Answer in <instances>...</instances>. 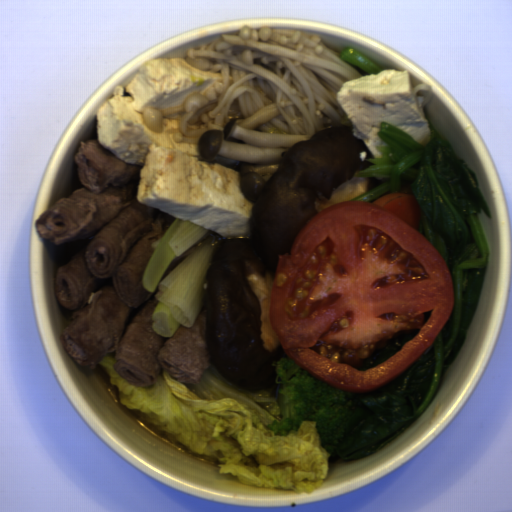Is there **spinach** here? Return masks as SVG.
Returning a JSON list of instances; mask_svg holds the SVG:
<instances>
[{"label":"spinach","mask_w":512,"mask_h":512,"mask_svg":"<svg viewBox=\"0 0 512 512\" xmlns=\"http://www.w3.org/2000/svg\"><path fill=\"white\" fill-rule=\"evenodd\" d=\"M428 125L430 141L423 146L383 121L377 133L385 145L376 146L382 157L365 159L373 165L354 175L381 184L349 201L373 203L389 193L413 195L421 210L418 231L448 267L454 304L434 341L399 375L366 393L347 391L355 413L336 450L345 463L377 453L432 405L445 372L465 343L490 265V242L479 215L483 212L492 221V212L479 178Z\"/></svg>","instance_id":"1"},{"label":"spinach","mask_w":512,"mask_h":512,"mask_svg":"<svg viewBox=\"0 0 512 512\" xmlns=\"http://www.w3.org/2000/svg\"><path fill=\"white\" fill-rule=\"evenodd\" d=\"M340 58L353 66H358L364 72L369 74H379L384 71L378 64L371 60L366 55L357 51L353 47H347L340 52Z\"/></svg>","instance_id":"2"}]
</instances>
